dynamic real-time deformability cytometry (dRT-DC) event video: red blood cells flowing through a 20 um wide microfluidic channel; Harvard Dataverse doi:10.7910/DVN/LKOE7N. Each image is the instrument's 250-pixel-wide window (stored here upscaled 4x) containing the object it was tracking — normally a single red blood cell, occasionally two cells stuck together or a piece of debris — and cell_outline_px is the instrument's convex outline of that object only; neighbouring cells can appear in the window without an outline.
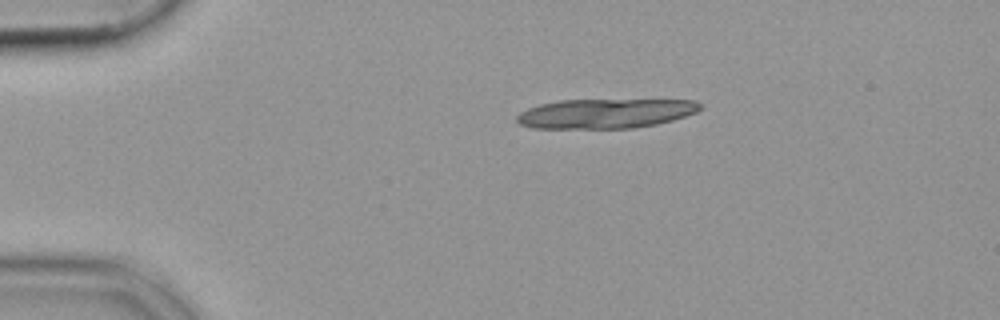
{"species": "common noctule bat (a hibernating species)", "species_latin": "Nyctalus noctula", "temperature_condition": "cold", "stored_images_in_passage": 9, "camera_frame_rate_fps": 3000, "um_per_image_px": 0.085, "animal": {"sex": "female", "body_mass_g": 19.9}, "frame": {"image": 1, "passage_image": 1, "time_ms": 0.0, "image_size_px": [1000, 320], "cell_outline_px": [[704, 104], [696, 112], [672, 120], [656, 124], [632, 128], [532, 128], [520, 124], [516, 120], [516, 116], [520, 112], [528, 108], [540, 104], [560, 100], [696, 100]], "centroid_in_image_um": [51.45, 9.64], "position_along_channel_um": 33.5, "area_um2": 31.5}}